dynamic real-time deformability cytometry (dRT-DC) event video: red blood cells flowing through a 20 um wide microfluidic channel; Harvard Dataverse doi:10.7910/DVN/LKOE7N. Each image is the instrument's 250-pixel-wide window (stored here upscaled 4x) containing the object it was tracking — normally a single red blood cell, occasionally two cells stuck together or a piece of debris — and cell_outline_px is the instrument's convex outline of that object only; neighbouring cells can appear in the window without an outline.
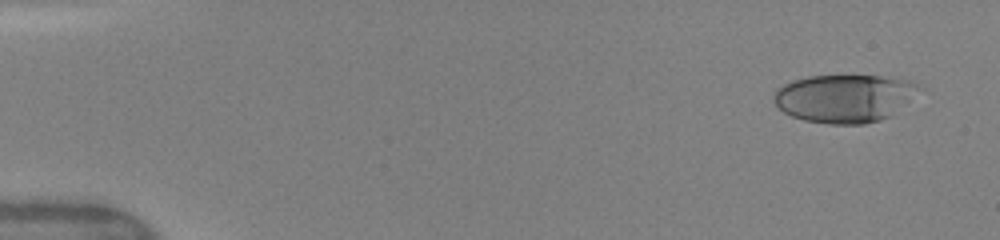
{"species": "human", "species_latin": "Homo sapiens", "temperature_condition": "warm", "stored_images_in_passage": 25, "camera_frame_rate_fps": 3000, "um_per_image_px": 0.085, "donor": {"sex": "female"}, "frame": {"image": 1, "passage_image": 1, "time_ms": 0.0, "image_size_px": [1000, 240], "cell_outline_px": [[916, 88], [908, 100], [892, 116], [880, 120], [864, 124], [828, 124], [804, 120], [792, 116], [784, 112], [772, 100], [772, 96], [776, 88], [792, 80], [808, 76], [880, 76], [908, 80], [916, 84]], "centroid_in_image_um": [71.68, 8.36], "position_along_channel_um": 13.3, "area_um2": 40.23}}
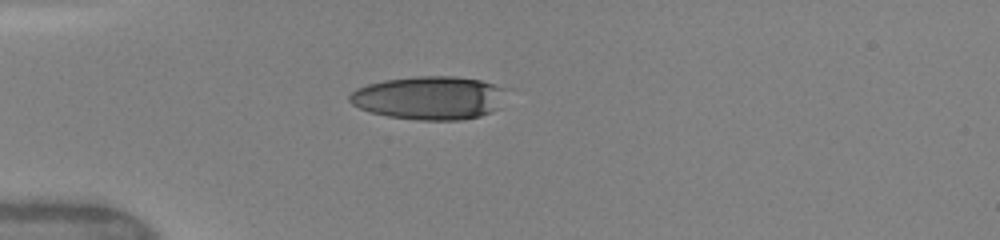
{"frame": {"image": 2, "passage_image": 9, "time_ms": 3.667, "image_size_px": [1000, 240], "cell_outline_px": [[512, 88], [500, 108], [492, 112], [480, 116], [460, 120], [416, 120], [388, 116], [368, 112], [352, 104], [348, 100], [348, 96], [356, 88], [368, 84], [384, 80], [416, 76], [456, 76], [480, 80]], "centroid_in_image_um": [36.59, 8.31], "position_along_channel_um": 48.4, "area_um2": 40.52}}
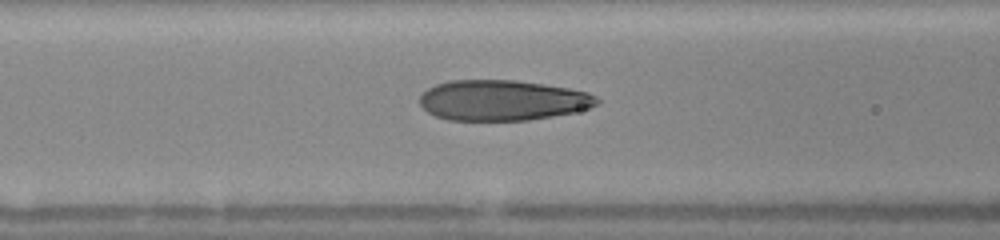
{"frame": {"image": 3, "passage_image": 15, "time_ms": 6.0, "image_size_px": [1000, 240], "cell_outline_px": [[600, 104], [576, 112], [528, 120], [448, 120], [436, 116], [428, 112], [420, 104], [420, 96], [428, 88], [436, 84], [448, 80], [516, 80], [568, 88], [588, 92], [596, 96], [600, 100]], "centroid_in_image_um": [42.72, 8.52], "position_along_channel_um": 123.9, "area_um2": 41.85}}